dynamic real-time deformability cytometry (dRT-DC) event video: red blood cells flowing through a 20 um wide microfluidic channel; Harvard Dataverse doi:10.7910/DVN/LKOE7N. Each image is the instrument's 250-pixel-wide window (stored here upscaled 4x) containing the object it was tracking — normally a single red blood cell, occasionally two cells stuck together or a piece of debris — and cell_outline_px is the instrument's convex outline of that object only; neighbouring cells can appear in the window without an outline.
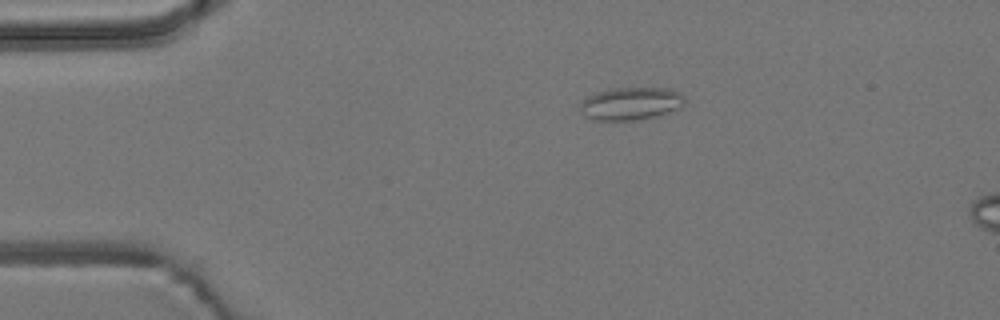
{"species": "common noctule bat (a hibernating species)", "species_latin": "Nyctalus noctula", "temperature_condition": "room temperature", "stored_images_in_passage": 4, "camera_frame_rate_fps": 3000, "um_per_image_px": 0.085, "animal": {"sex": "male", "body_mass_g": 19.2, "forearm_length_mm": 51.8}, "frame": {"image": 1, "passage_image": 4, "time_ms": 3.667, "image_size_px": [1000, 320], "cell_outline_px": [[688, 100], [680, 108], [656, 116], [636, 120], [596, 120], [584, 116], [580, 108], [580, 104], [588, 96], [596, 92], [616, 88], [668, 88], [680, 92]], "centroid_in_image_um": [53.67, 8.8], "position_along_channel_um": 31.3, "area_um2": 20.0}}